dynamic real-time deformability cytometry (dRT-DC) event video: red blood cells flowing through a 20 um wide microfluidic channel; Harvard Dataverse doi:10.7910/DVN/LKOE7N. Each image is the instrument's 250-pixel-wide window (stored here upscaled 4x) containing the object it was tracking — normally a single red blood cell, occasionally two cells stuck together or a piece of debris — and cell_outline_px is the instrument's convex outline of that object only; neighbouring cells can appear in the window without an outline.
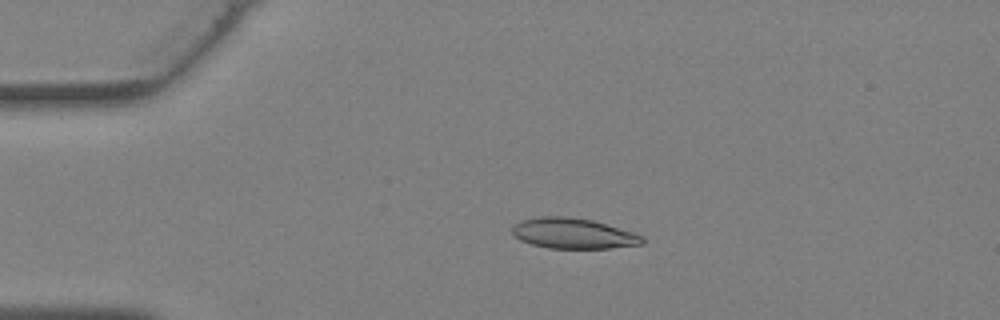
{"species": "Egyptian fruit bat (a non-hibernating species)", "species_latin": "Rousettus aegyptiacus", "temperature_condition": "warm", "stored_images_in_passage": 31, "camera_frame_rate_fps": 3000, "um_per_image_px": 0.085, "animal": {"sex": "female"}, "frame": {"image": 1, "passage_image": 1, "time_ms": 0.0, "image_size_px": [1000, 320], "cell_outline_px": [[644, 244], [612, 248], [548, 248], [532, 244], [520, 240], [512, 232], [512, 224], [520, 220], [544, 216], [564, 216], [592, 220], [636, 232], [644, 236]], "centroid_in_image_um": [48.76, 19.84], "position_along_channel_um": 36.2, "area_um2": 23.29}}
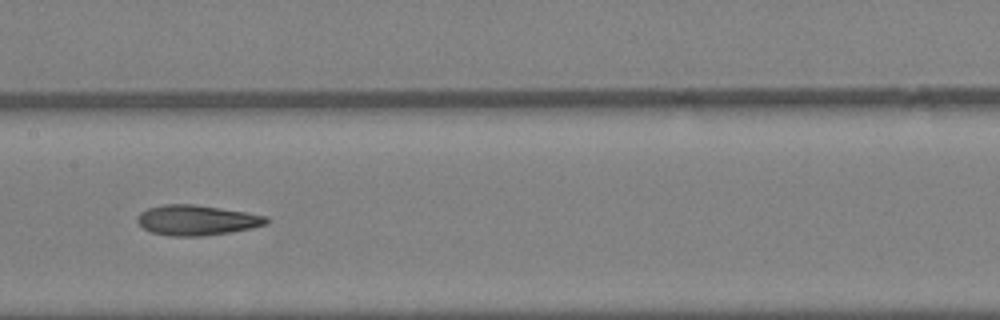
{"frame": {"image": 2, "passage_image": 12, "time_ms": 3.667, "image_size_px": [1000, 320], "cell_outline_px": [[272, 220], [268, 224], [252, 228], [228, 232], [200, 236], [172, 236], [152, 232], [144, 228], [136, 220], [140, 212], [148, 208], [164, 204], [192, 204], [220, 208], [268, 216]], "centroid_in_image_um": [16.76, 18.71], "position_along_channel_um": 190.6, "area_um2": 22.6}}
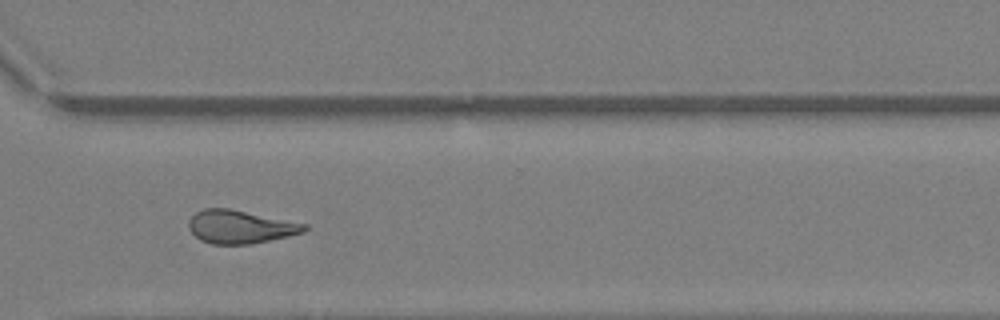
{"frame": {"image": 3, "passage_image": 21, "time_ms": 6.667, "image_size_px": [1000, 320], "cell_outline_px": [[308, 228], [304, 232], [288, 236], [252, 244], [212, 244], [200, 240], [188, 228], [188, 220], [196, 212], [204, 208], [228, 208], [308, 224]], "centroid_in_image_um": [20.41, 19.28], "position_along_channel_um": 350.2, "area_um2": 22.37}}